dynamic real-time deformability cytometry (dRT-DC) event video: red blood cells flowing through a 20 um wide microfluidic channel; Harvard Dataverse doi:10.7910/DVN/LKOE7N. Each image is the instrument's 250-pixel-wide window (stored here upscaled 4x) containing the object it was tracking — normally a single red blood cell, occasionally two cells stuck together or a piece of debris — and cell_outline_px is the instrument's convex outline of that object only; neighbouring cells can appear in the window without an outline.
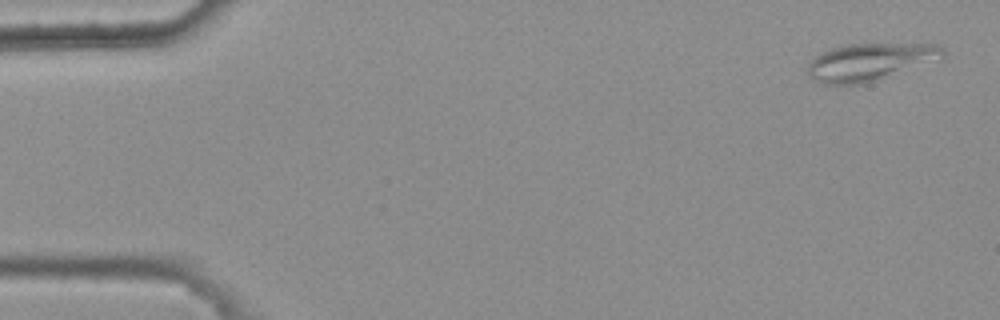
{"species": "common noctule bat (a hibernating species)", "species_latin": "Nyctalus noctula", "temperature_condition": "warm", "stored_images_in_passage": 6, "camera_frame_rate_fps": 3000, "um_per_image_px": 0.085, "animal": {"sex": "female", "body_mass_g": 25.1}, "frame": {"image": 1, "passage_image": 1, "time_ms": 0.0, "image_size_px": [1000, 320], "cell_outline_px": [[944, 56], [876, 80], [864, 84], [820, 84], [812, 80], [808, 76], [808, 60], [812, 56], [820, 52], [832, 48], [852, 44], [940, 44], [944, 48]], "centroid_in_image_um": [73.82, 5.26], "position_along_channel_um": 11.2, "area_um2": 29.13}}
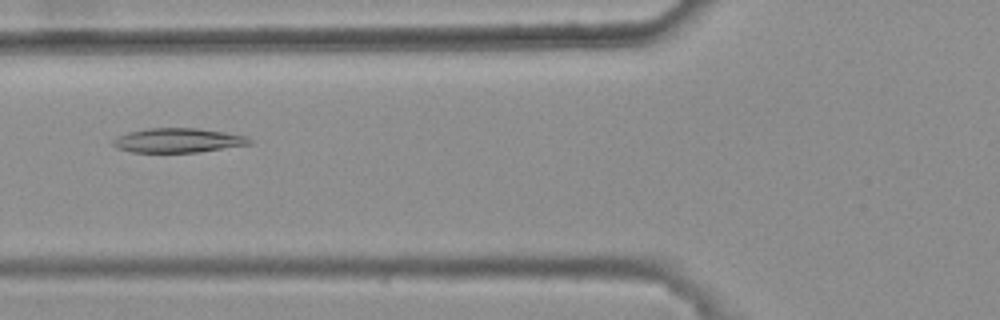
{"frame": {"image": 2, "passage_image": 6, "time_ms": 1.667, "image_size_px": [1000, 320], "cell_outline_px": [[252, 144], [200, 152], [132, 152], [116, 148], [112, 144], [112, 140], [116, 136], [128, 132], [148, 128], [196, 128], [224, 132], [248, 136], [252, 140]], "centroid_in_image_um": [15.13, 11.93], "position_along_channel_um": 110.7, "area_um2": 19.54}}